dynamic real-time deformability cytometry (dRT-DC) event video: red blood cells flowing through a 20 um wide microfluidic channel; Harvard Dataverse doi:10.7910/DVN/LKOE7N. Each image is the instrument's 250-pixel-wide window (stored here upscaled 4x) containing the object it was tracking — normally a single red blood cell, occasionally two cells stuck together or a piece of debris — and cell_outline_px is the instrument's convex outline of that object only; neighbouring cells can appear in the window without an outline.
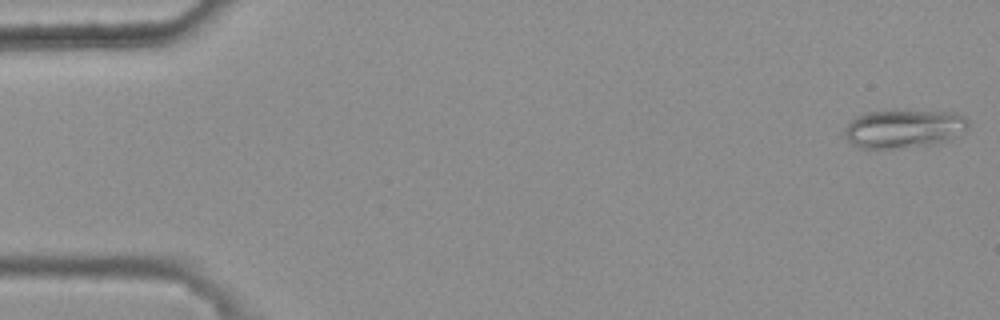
{"species": "common noctule bat (a hibernating species)", "species_latin": "Nyctalus noctula", "temperature_condition": "warm", "stored_images_in_passage": 12, "camera_frame_rate_fps": 3000, "um_per_image_px": 0.085, "animal": {"sex": "female", "body_mass_g": 25.1}, "frame": {"image": 1, "passage_image": 1, "time_ms": 0.0, "image_size_px": [1000, 320], "cell_outline_px": [[968, 128], [964, 132], [944, 140], [932, 144], [896, 148], [856, 148], [848, 140], [844, 132], [848, 124], [856, 116], [864, 112], [892, 108], [896, 108], [956, 112], [964, 116], [968, 120]], "centroid_in_image_um": [76.81, 10.87], "position_along_channel_um": 8.2, "area_um2": 28.44}}